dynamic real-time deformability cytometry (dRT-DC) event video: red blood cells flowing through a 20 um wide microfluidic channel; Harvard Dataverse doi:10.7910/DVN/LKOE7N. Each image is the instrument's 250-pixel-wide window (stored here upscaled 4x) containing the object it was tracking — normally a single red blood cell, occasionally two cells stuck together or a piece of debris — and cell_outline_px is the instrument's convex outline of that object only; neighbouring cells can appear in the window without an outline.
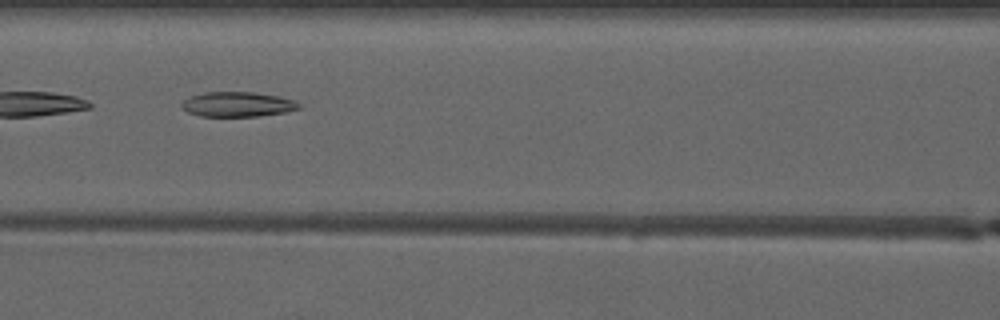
{"species": "common noctule bat (a hibernating species)", "species_latin": "Nyctalus noctula", "temperature_condition": "warm", "stored_images_in_passage": 6, "camera_frame_rate_fps": 3000, "um_per_image_px": 0.085, "animal": {"sex": "male", "forearm_length_mm": 52.5}, "frame": {"image": 1, "passage_image": 6, "time_ms": 6.667, "image_size_px": [1000, 320], "cell_outline_px": [[300, 108], [284, 112], [260, 116], [200, 116], [188, 112], [180, 104], [184, 100], [192, 96], [208, 92], [252, 92], [276, 96], [292, 100], [300, 104]], "centroid_in_image_um": [20.18, 8.87], "position_along_channel_um": 146.4, "area_um2": 16.65}}